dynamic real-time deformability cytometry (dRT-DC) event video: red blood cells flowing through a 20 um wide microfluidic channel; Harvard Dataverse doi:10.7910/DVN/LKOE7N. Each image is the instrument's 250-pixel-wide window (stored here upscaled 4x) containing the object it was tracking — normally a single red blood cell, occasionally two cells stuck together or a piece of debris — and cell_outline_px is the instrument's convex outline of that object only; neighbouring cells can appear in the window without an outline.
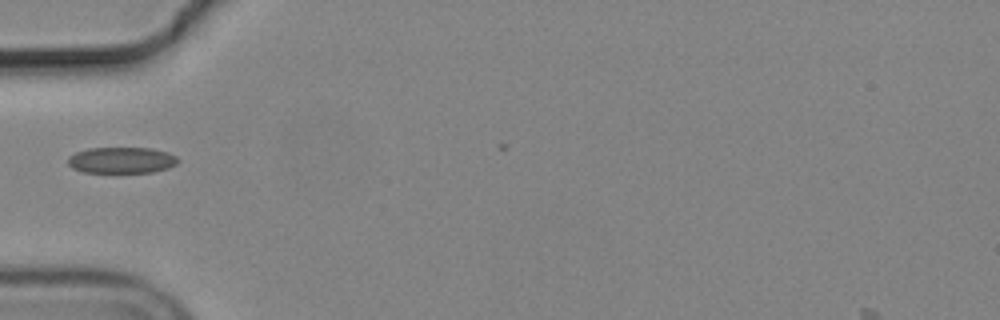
{"species": "common noctule bat (a hibernating species)", "species_latin": "Nyctalus noctula", "temperature_condition": "cold", "stored_images_in_passage": 3, "camera_frame_rate_fps": 3000, "um_per_image_px": 0.085, "animal": {"sex": "male", "body_mass_g": 19.2, "forearm_length_mm": 51.8}, "frame": {"image": 1, "passage_image": 1, "time_ms": 0.0, "image_size_px": [1000, 320], "cell_outline_px": [[180, 160], [176, 164], [168, 168], [152, 172], [84, 172], [72, 168], [68, 164], [68, 156], [76, 152], [88, 148], [152, 148], [168, 152], [176, 156]], "centroid_in_image_um": [10.34, 13.61], "position_along_channel_um": 74.7, "area_um2": 16.82}}